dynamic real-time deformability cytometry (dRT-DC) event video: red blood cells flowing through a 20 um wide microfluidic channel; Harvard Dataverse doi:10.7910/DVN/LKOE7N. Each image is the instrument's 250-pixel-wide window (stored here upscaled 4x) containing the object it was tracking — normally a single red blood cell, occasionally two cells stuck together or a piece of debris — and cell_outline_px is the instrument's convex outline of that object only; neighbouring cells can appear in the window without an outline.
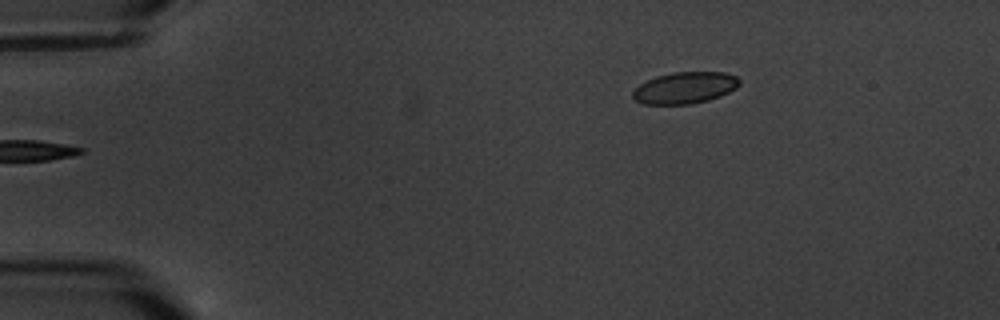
{"species": "common noctule bat (a hibernating species)", "species_latin": "Nyctalus noctula", "temperature_condition": "warm", "stored_images_in_passage": 2, "camera_frame_rate_fps": 3000, "um_per_image_px": 0.085, "animal": {"sex": "male", "body_mass_g": 20.1, "forearm_length_mm": 53.5}, "frame": {"image": 1, "passage_image": 2, "time_ms": 1.333, "image_size_px": [1000, 320], "cell_outline_px": [[740, 84], [736, 88], [720, 96], [708, 100], [692, 104], [644, 104], [636, 100], [632, 96], [632, 92], [640, 84], [656, 76], [672, 72], [724, 72], [736, 76], [740, 80]], "centroid_in_image_um": [58.23, 7.46], "position_along_channel_um": 26.8, "area_um2": 19.59}}